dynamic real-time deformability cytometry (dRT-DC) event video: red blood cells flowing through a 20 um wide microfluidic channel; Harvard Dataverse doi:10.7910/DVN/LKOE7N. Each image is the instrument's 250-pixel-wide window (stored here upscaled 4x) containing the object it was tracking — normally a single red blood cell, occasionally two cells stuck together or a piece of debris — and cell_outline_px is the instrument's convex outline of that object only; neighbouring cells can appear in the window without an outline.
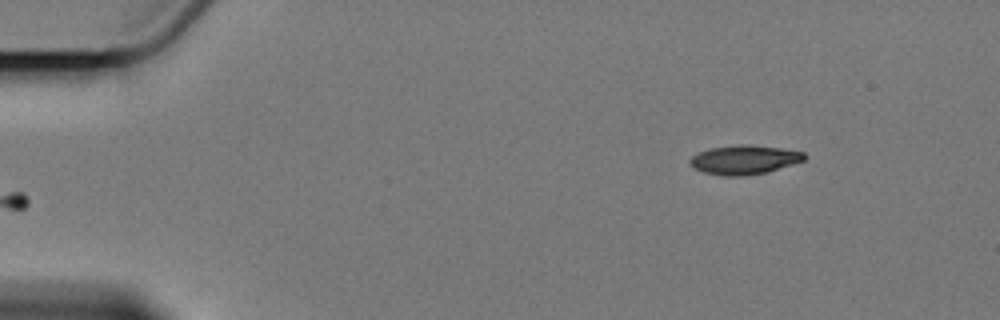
{"species": "Egyptian fruit bat (a non-hibernating species)", "species_latin": "Rousettus aegyptiacus", "temperature_condition": "cold", "stored_images_in_passage": 3, "camera_frame_rate_fps": 3000, "um_per_image_px": 0.085, "animal": {"sex": "female"}, "frame": {"image": 1, "passage_image": 3, "time_ms": 2.667, "image_size_px": [1000, 320], "cell_outline_px": [[808, 156], [804, 160], [768, 172], [744, 176], [724, 176], [704, 172], [688, 164], [688, 160], [692, 156], [708, 148], [740, 144], [748, 144], [780, 148], [804, 152]], "centroid_in_image_um": [63.26, 13.57], "position_along_channel_um": 21.7, "area_um2": 19.48}}